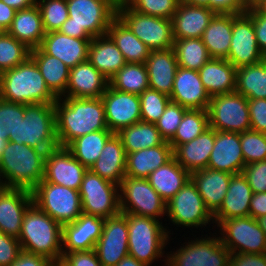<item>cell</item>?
<instances>
[{"label": "cell", "mask_w": 266, "mask_h": 266, "mask_svg": "<svg viewBox=\"0 0 266 266\" xmlns=\"http://www.w3.org/2000/svg\"><path fill=\"white\" fill-rule=\"evenodd\" d=\"M54 108L59 147H67L73 140L88 133L109 130L101 98L60 97Z\"/></svg>", "instance_id": "cell-1"}, {"label": "cell", "mask_w": 266, "mask_h": 266, "mask_svg": "<svg viewBox=\"0 0 266 266\" xmlns=\"http://www.w3.org/2000/svg\"><path fill=\"white\" fill-rule=\"evenodd\" d=\"M45 156L44 150L8 141L0 158V186L32 191L44 179Z\"/></svg>", "instance_id": "cell-2"}, {"label": "cell", "mask_w": 266, "mask_h": 266, "mask_svg": "<svg viewBox=\"0 0 266 266\" xmlns=\"http://www.w3.org/2000/svg\"><path fill=\"white\" fill-rule=\"evenodd\" d=\"M18 240L22 251L61 262L62 226L34 203L23 216Z\"/></svg>", "instance_id": "cell-3"}, {"label": "cell", "mask_w": 266, "mask_h": 266, "mask_svg": "<svg viewBox=\"0 0 266 266\" xmlns=\"http://www.w3.org/2000/svg\"><path fill=\"white\" fill-rule=\"evenodd\" d=\"M0 98L24 105L51 104L57 101L31 57L0 73Z\"/></svg>", "instance_id": "cell-4"}, {"label": "cell", "mask_w": 266, "mask_h": 266, "mask_svg": "<svg viewBox=\"0 0 266 266\" xmlns=\"http://www.w3.org/2000/svg\"><path fill=\"white\" fill-rule=\"evenodd\" d=\"M68 19L59 32L74 38L93 39L106 35L117 16V6L111 0H66Z\"/></svg>", "instance_id": "cell-5"}, {"label": "cell", "mask_w": 266, "mask_h": 266, "mask_svg": "<svg viewBox=\"0 0 266 266\" xmlns=\"http://www.w3.org/2000/svg\"><path fill=\"white\" fill-rule=\"evenodd\" d=\"M8 141L46 152L59 147L54 103L25 105L24 119L20 121L13 134H9Z\"/></svg>", "instance_id": "cell-6"}, {"label": "cell", "mask_w": 266, "mask_h": 266, "mask_svg": "<svg viewBox=\"0 0 266 266\" xmlns=\"http://www.w3.org/2000/svg\"><path fill=\"white\" fill-rule=\"evenodd\" d=\"M128 224V252L138 261L152 265L154 260L161 258L163 249L169 241V232L159 220L123 213Z\"/></svg>", "instance_id": "cell-7"}, {"label": "cell", "mask_w": 266, "mask_h": 266, "mask_svg": "<svg viewBox=\"0 0 266 266\" xmlns=\"http://www.w3.org/2000/svg\"><path fill=\"white\" fill-rule=\"evenodd\" d=\"M33 203L61 226L74 222L82 214L78 190L46 182L32 190Z\"/></svg>", "instance_id": "cell-8"}, {"label": "cell", "mask_w": 266, "mask_h": 266, "mask_svg": "<svg viewBox=\"0 0 266 266\" xmlns=\"http://www.w3.org/2000/svg\"><path fill=\"white\" fill-rule=\"evenodd\" d=\"M117 16L149 49L173 48L175 39L171 19L139 13L127 3L117 6Z\"/></svg>", "instance_id": "cell-9"}, {"label": "cell", "mask_w": 266, "mask_h": 266, "mask_svg": "<svg viewBox=\"0 0 266 266\" xmlns=\"http://www.w3.org/2000/svg\"><path fill=\"white\" fill-rule=\"evenodd\" d=\"M121 213L159 219L166 215V202L147 178L125 176L119 185Z\"/></svg>", "instance_id": "cell-10"}, {"label": "cell", "mask_w": 266, "mask_h": 266, "mask_svg": "<svg viewBox=\"0 0 266 266\" xmlns=\"http://www.w3.org/2000/svg\"><path fill=\"white\" fill-rule=\"evenodd\" d=\"M82 213L110 218L121 213L119 186L88 169L79 190Z\"/></svg>", "instance_id": "cell-11"}, {"label": "cell", "mask_w": 266, "mask_h": 266, "mask_svg": "<svg viewBox=\"0 0 266 266\" xmlns=\"http://www.w3.org/2000/svg\"><path fill=\"white\" fill-rule=\"evenodd\" d=\"M194 238L185 242L177 251L167 254V266H228L230 251L222 244L220 237Z\"/></svg>", "instance_id": "cell-12"}, {"label": "cell", "mask_w": 266, "mask_h": 266, "mask_svg": "<svg viewBox=\"0 0 266 266\" xmlns=\"http://www.w3.org/2000/svg\"><path fill=\"white\" fill-rule=\"evenodd\" d=\"M207 111L212 129L237 133L250 130L248 99L236 91L212 96Z\"/></svg>", "instance_id": "cell-13"}, {"label": "cell", "mask_w": 266, "mask_h": 266, "mask_svg": "<svg viewBox=\"0 0 266 266\" xmlns=\"http://www.w3.org/2000/svg\"><path fill=\"white\" fill-rule=\"evenodd\" d=\"M166 216L177 227H203L209 224L213 215L206 208L196 185L190 179L168 202Z\"/></svg>", "instance_id": "cell-14"}, {"label": "cell", "mask_w": 266, "mask_h": 266, "mask_svg": "<svg viewBox=\"0 0 266 266\" xmlns=\"http://www.w3.org/2000/svg\"><path fill=\"white\" fill-rule=\"evenodd\" d=\"M217 227L220 240L230 253H266V236L251 216L223 220Z\"/></svg>", "instance_id": "cell-15"}, {"label": "cell", "mask_w": 266, "mask_h": 266, "mask_svg": "<svg viewBox=\"0 0 266 266\" xmlns=\"http://www.w3.org/2000/svg\"><path fill=\"white\" fill-rule=\"evenodd\" d=\"M265 58L257 45L252 18L246 12L233 14L232 38L227 60L238 68L257 64Z\"/></svg>", "instance_id": "cell-16"}, {"label": "cell", "mask_w": 266, "mask_h": 266, "mask_svg": "<svg viewBox=\"0 0 266 266\" xmlns=\"http://www.w3.org/2000/svg\"><path fill=\"white\" fill-rule=\"evenodd\" d=\"M94 251L102 266H116L129 255L128 224L123 213L104 220L102 234Z\"/></svg>", "instance_id": "cell-17"}, {"label": "cell", "mask_w": 266, "mask_h": 266, "mask_svg": "<svg viewBox=\"0 0 266 266\" xmlns=\"http://www.w3.org/2000/svg\"><path fill=\"white\" fill-rule=\"evenodd\" d=\"M101 100L107 127L113 133L141 121L139 95L121 92L108 85Z\"/></svg>", "instance_id": "cell-18"}, {"label": "cell", "mask_w": 266, "mask_h": 266, "mask_svg": "<svg viewBox=\"0 0 266 266\" xmlns=\"http://www.w3.org/2000/svg\"><path fill=\"white\" fill-rule=\"evenodd\" d=\"M87 170L66 147H57L46 152L44 167L46 182L79 191Z\"/></svg>", "instance_id": "cell-19"}, {"label": "cell", "mask_w": 266, "mask_h": 266, "mask_svg": "<svg viewBox=\"0 0 266 266\" xmlns=\"http://www.w3.org/2000/svg\"><path fill=\"white\" fill-rule=\"evenodd\" d=\"M32 203V191L0 186V231L18 239L23 216Z\"/></svg>", "instance_id": "cell-20"}, {"label": "cell", "mask_w": 266, "mask_h": 266, "mask_svg": "<svg viewBox=\"0 0 266 266\" xmlns=\"http://www.w3.org/2000/svg\"><path fill=\"white\" fill-rule=\"evenodd\" d=\"M104 220L98 216L82 213L74 222L63 225V253L93 250L102 234Z\"/></svg>", "instance_id": "cell-21"}, {"label": "cell", "mask_w": 266, "mask_h": 266, "mask_svg": "<svg viewBox=\"0 0 266 266\" xmlns=\"http://www.w3.org/2000/svg\"><path fill=\"white\" fill-rule=\"evenodd\" d=\"M170 99L187 109L207 110L211 97L204 88L198 71L178 67Z\"/></svg>", "instance_id": "cell-22"}, {"label": "cell", "mask_w": 266, "mask_h": 266, "mask_svg": "<svg viewBox=\"0 0 266 266\" xmlns=\"http://www.w3.org/2000/svg\"><path fill=\"white\" fill-rule=\"evenodd\" d=\"M244 167L240 133L215 130V143L207 168L229 174H239Z\"/></svg>", "instance_id": "cell-23"}, {"label": "cell", "mask_w": 266, "mask_h": 266, "mask_svg": "<svg viewBox=\"0 0 266 266\" xmlns=\"http://www.w3.org/2000/svg\"><path fill=\"white\" fill-rule=\"evenodd\" d=\"M92 39L69 37L59 31L46 33L39 48L65 63L70 69L88 60Z\"/></svg>", "instance_id": "cell-24"}, {"label": "cell", "mask_w": 266, "mask_h": 266, "mask_svg": "<svg viewBox=\"0 0 266 266\" xmlns=\"http://www.w3.org/2000/svg\"><path fill=\"white\" fill-rule=\"evenodd\" d=\"M108 85L109 80L87 60L70 69L63 97L101 98Z\"/></svg>", "instance_id": "cell-25"}, {"label": "cell", "mask_w": 266, "mask_h": 266, "mask_svg": "<svg viewBox=\"0 0 266 266\" xmlns=\"http://www.w3.org/2000/svg\"><path fill=\"white\" fill-rule=\"evenodd\" d=\"M215 14L206 6L180 2L171 18L174 39L202 38Z\"/></svg>", "instance_id": "cell-26"}, {"label": "cell", "mask_w": 266, "mask_h": 266, "mask_svg": "<svg viewBox=\"0 0 266 266\" xmlns=\"http://www.w3.org/2000/svg\"><path fill=\"white\" fill-rule=\"evenodd\" d=\"M232 175L209 168L191 173V180L212 215L222 206Z\"/></svg>", "instance_id": "cell-27"}, {"label": "cell", "mask_w": 266, "mask_h": 266, "mask_svg": "<svg viewBox=\"0 0 266 266\" xmlns=\"http://www.w3.org/2000/svg\"><path fill=\"white\" fill-rule=\"evenodd\" d=\"M252 194L244 175L233 174L222 206L213 215V222L218 226L223 220L249 216Z\"/></svg>", "instance_id": "cell-28"}, {"label": "cell", "mask_w": 266, "mask_h": 266, "mask_svg": "<svg viewBox=\"0 0 266 266\" xmlns=\"http://www.w3.org/2000/svg\"><path fill=\"white\" fill-rule=\"evenodd\" d=\"M149 88L170 97L175 73L178 68L173 48L167 50H151L147 60Z\"/></svg>", "instance_id": "cell-29"}, {"label": "cell", "mask_w": 266, "mask_h": 266, "mask_svg": "<svg viewBox=\"0 0 266 266\" xmlns=\"http://www.w3.org/2000/svg\"><path fill=\"white\" fill-rule=\"evenodd\" d=\"M215 143V129L209 128L192 141L173 150L175 160L190 174L207 168Z\"/></svg>", "instance_id": "cell-30"}, {"label": "cell", "mask_w": 266, "mask_h": 266, "mask_svg": "<svg viewBox=\"0 0 266 266\" xmlns=\"http://www.w3.org/2000/svg\"><path fill=\"white\" fill-rule=\"evenodd\" d=\"M126 158L123 144L114 133L105 143L100 156L90 170L119 186L126 176Z\"/></svg>", "instance_id": "cell-31"}, {"label": "cell", "mask_w": 266, "mask_h": 266, "mask_svg": "<svg viewBox=\"0 0 266 266\" xmlns=\"http://www.w3.org/2000/svg\"><path fill=\"white\" fill-rule=\"evenodd\" d=\"M198 72L210 97L236 91V68L227 59L211 58Z\"/></svg>", "instance_id": "cell-32"}, {"label": "cell", "mask_w": 266, "mask_h": 266, "mask_svg": "<svg viewBox=\"0 0 266 266\" xmlns=\"http://www.w3.org/2000/svg\"><path fill=\"white\" fill-rule=\"evenodd\" d=\"M6 32L30 50L39 48L46 32L37 4L16 11L12 24Z\"/></svg>", "instance_id": "cell-33"}, {"label": "cell", "mask_w": 266, "mask_h": 266, "mask_svg": "<svg viewBox=\"0 0 266 266\" xmlns=\"http://www.w3.org/2000/svg\"><path fill=\"white\" fill-rule=\"evenodd\" d=\"M126 176L148 178L156 169L173 157L172 146L165 141L162 145L126 153Z\"/></svg>", "instance_id": "cell-34"}, {"label": "cell", "mask_w": 266, "mask_h": 266, "mask_svg": "<svg viewBox=\"0 0 266 266\" xmlns=\"http://www.w3.org/2000/svg\"><path fill=\"white\" fill-rule=\"evenodd\" d=\"M88 61L108 80L126 64L123 54L107 34L91 40Z\"/></svg>", "instance_id": "cell-35"}, {"label": "cell", "mask_w": 266, "mask_h": 266, "mask_svg": "<svg viewBox=\"0 0 266 266\" xmlns=\"http://www.w3.org/2000/svg\"><path fill=\"white\" fill-rule=\"evenodd\" d=\"M233 28V14L217 13L209 22L202 35L211 58L227 59Z\"/></svg>", "instance_id": "cell-36"}, {"label": "cell", "mask_w": 266, "mask_h": 266, "mask_svg": "<svg viewBox=\"0 0 266 266\" xmlns=\"http://www.w3.org/2000/svg\"><path fill=\"white\" fill-rule=\"evenodd\" d=\"M106 34L121 51L126 63H146L151 49L118 16L111 21Z\"/></svg>", "instance_id": "cell-37"}, {"label": "cell", "mask_w": 266, "mask_h": 266, "mask_svg": "<svg viewBox=\"0 0 266 266\" xmlns=\"http://www.w3.org/2000/svg\"><path fill=\"white\" fill-rule=\"evenodd\" d=\"M147 179L161 198L168 202L191 179V174L172 157Z\"/></svg>", "instance_id": "cell-38"}, {"label": "cell", "mask_w": 266, "mask_h": 266, "mask_svg": "<svg viewBox=\"0 0 266 266\" xmlns=\"http://www.w3.org/2000/svg\"><path fill=\"white\" fill-rule=\"evenodd\" d=\"M30 57L38 66L47 87L60 98L66 93L70 68L58 58L45 54L40 48L30 50Z\"/></svg>", "instance_id": "cell-39"}, {"label": "cell", "mask_w": 266, "mask_h": 266, "mask_svg": "<svg viewBox=\"0 0 266 266\" xmlns=\"http://www.w3.org/2000/svg\"><path fill=\"white\" fill-rule=\"evenodd\" d=\"M116 135L120 138L126 153L155 147L165 142L155 124L143 121L119 130Z\"/></svg>", "instance_id": "cell-40"}, {"label": "cell", "mask_w": 266, "mask_h": 266, "mask_svg": "<svg viewBox=\"0 0 266 266\" xmlns=\"http://www.w3.org/2000/svg\"><path fill=\"white\" fill-rule=\"evenodd\" d=\"M236 92L247 99H266V58L257 64L236 68Z\"/></svg>", "instance_id": "cell-41"}, {"label": "cell", "mask_w": 266, "mask_h": 266, "mask_svg": "<svg viewBox=\"0 0 266 266\" xmlns=\"http://www.w3.org/2000/svg\"><path fill=\"white\" fill-rule=\"evenodd\" d=\"M113 134L110 130L88 133L73 140L66 148L83 166L90 169Z\"/></svg>", "instance_id": "cell-42"}, {"label": "cell", "mask_w": 266, "mask_h": 266, "mask_svg": "<svg viewBox=\"0 0 266 266\" xmlns=\"http://www.w3.org/2000/svg\"><path fill=\"white\" fill-rule=\"evenodd\" d=\"M109 85L121 92L140 95L149 88L145 63H126L110 80Z\"/></svg>", "instance_id": "cell-43"}, {"label": "cell", "mask_w": 266, "mask_h": 266, "mask_svg": "<svg viewBox=\"0 0 266 266\" xmlns=\"http://www.w3.org/2000/svg\"><path fill=\"white\" fill-rule=\"evenodd\" d=\"M173 50L178 67L198 71L211 59L201 38L175 39Z\"/></svg>", "instance_id": "cell-44"}, {"label": "cell", "mask_w": 266, "mask_h": 266, "mask_svg": "<svg viewBox=\"0 0 266 266\" xmlns=\"http://www.w3.org/2000/svg\"><path fill=\"white\" fill-rule=\"evenodd\" d=\"M209 128L207 110L188 109L183 115L174 137L168 143L174 150L178 145L192 141Z\"/></svg>", "instance_id": "cell-45"}, {"label": "cell", "mask_w": 266, "mask_h": 266, "mask_svg": "<svg viewBox=\"0 0 266 266\" xmlns=\"http://www.w3.org/2000/svg\"><path fill=\"white\" fill-rule=\"evenodd\" d=\"M30 57V49L9 35L0 33V73L12 69Z\"/></svg>", "instance_id": "cell-46"}, {"label": "cell", "mask_w": 266, "mask_h": 266, "mask_svg": "<svg viewBox=\"0 0 266 266\" xmlns=\"http://www.w3.org/2000/svg\"><path fill=\"white\" fill-rule=\"evenodd\" d=\"M36 4L41 13L45 32L59 31L69 17L66 0H37Z\"/></svg>", "instance_id": "cell-47"}, {"label": "cell", "mask_w": 266, "mask_h": 266, "mask_svg": "<svg viewBox=\"0 0 266 266\" xmlns=\"http://www.w3.org/2000/svg\"><path fill=\"white\" fill-rule=\"evenodd\" d=\"M139 98L141 121L153 124L158 121L164 113L166 106L171 101L168 95L151 88L144 90L139 95Z\"/></svg>", "instance_id": "cell-48"}, {"label": "cell", "mask_w": 266, "mask_h": 266, "mask_svg": "<svg viewBox=\"0 0 266 266\" xmlns=\"http://www.w3.org/2000/svg\"><path fill=\"white\" fill-rule=\"evenodd\" d=\"M240 144L245 165L266 160V133L251 129L241 132Z\"/></svg>", "instance_id": "cell-49"}, {"label": "cell", "mask_w": 266, "mask_h": 266, "mask_svg": "<svg viewBox=\"0 0 266 266\" xmlns=\"http://www.w3.org/2000/svg\"><path fill=\"white\" fill-rule=\"evenodd\" d=\"M25 105L0 98V137L8 141L20 121L24 119Z\"/></svg>", "instance_id": "cell-50"}, {"label": "cell", "mask_w": 266, "mask_h": 266, "mask_svg": "<svg viewBox=\"0 0 266 266\" xmlns=\"http://www.w3.org/2000/svg\"><path fill=\"white\" fill-rule=\"evenodd\" d=\"M180 0H129L127 4L139 13L171 19Z\"/></svg>", "instance_id": "cell-51"}, {"label": "cell", "mask_w": 266, "mask_h": 266, "mask_svg": "<svg viewBox=\"0 0 266 266\" xmlns=\"http://www.w3.org/2000/svg\"><path fill=\"white\" fill-rule=\"evenodd\" d=\"M187 110V108L172 101L168 103L164 113L155 123L156 128L165 141L169 142L174 137L183 115Z\"/></svg>", "instance_id": "cell-52"}, {"label": "cell", "mask_w": 266, "mask_h": 266, "mask_svg": "<svg viewBox=\"0 0 266 266\" xmlns=\"http://www.w3.org/2000/svg\"><path fill=\"white\" fill-rule=\"evenodd\" d=\"M241 173L253 193L266 192V160L246 164Z\"/></svg>", "instance_id": "cell-53"}, {"label": "cell", "mask_w": 266, "mask_h": 266, "mask_svg": "<svg viewBox=\"0 0 266 266\" xmlns=\"http://www.w3.org/2000/svg\"><path fill=\"white\" fill-rule=\"evenodd\" d=\"M250 129L266 133V99H248Z\"/></svg>", "instance_id": "cell-54"}, {"label": "cell", "mask_w": 266, "mask_h": 266, "mask_svg": "<svg viewBox=\"0 0 266 266\" xmlns=\"http://www.w3.org/2000/svg\"><path fill=\"white\" fill-rule=\"evenodd\" d=\"M21 251L20 242L17 238L0 231V266H10Z\"/></svg>", "instance_id": "cell-55"}, {"label": "cell", "mask_w": 266, "mask_h": 266, "mask_svg": "<svg viewBox=\"0 0 266 266\" xmlns=\"http://www.w3.org/2000/svg\"><path fill=\"white\" fill-rule=\"evenodd\" d=\"M245 12L252 18L257 45L266 57V12L258 6L249 8Z\"/></svg>", "instance_id": "cell-56"}, {"label": "cell", "mask_w": 266, "mask_h": 266, "mask_svg": "<svg viewBox=\"0 0 266 266\" xmlns=\"http://www.w3.org/2000/svg\"><path fill=\"white\" fill-rule=\"evenodd\" d=\"M61 263L63 266H102L94 249L62 253Z\"/></svg>", "instance_id": "cell-57"}, {"label": "cell", "mask_w": 266, "mask_h": 266, "mask_svg": "<svg viewBox=\"0 0 266 266\" xmlns=\"http://www.w3.org/2000/svg\"><path fill=\"white\" fill-rule=\"evenodd\" d=\"M208 8L216 14H241L247 10L244 0H208Z\"/></svg>", "instance_id": "cell-58"}, {"label": "cell", "mask_w": 266, "mask_h": 266, "mask_svg": "<svg viewBox=\"0 0 266 266\" xmlns=\"http://www.w3.org/2000/svg\"><path fill=\"white\" fill-rule=\"evenodd\" d=\"M228 266H266V253H231Z\"/></svg>", "instance_id": "cell-59"}, {"label": "cell", "mask_w": 266, "mask_h": 266, "mask_svg": "<svg viewBox=\"0 0 266 266\" xmlns=\"http://www.w3.org/2000/svg\"><path fill=\"white\" fill-rule=\"evenodd\" d=\"M51 263L46 257L21 251L10 266H49Z\"/></svg>", "instance_id": "cell-60"}, {"label": "cell", "mask_w": 266, "mask_h": 266, "mask_svg": "<svg viewBox=\"0 0 266 266\" xmlns=\"http://www.w3.org/2000/svg\"><path fill=\"white\" fill-rule=\"evenodd\" d=\"M266 215V192L253 193L250 202V213L254 219Z\"/></svg>", "instance_id": "cell-61"}, {"label": "cell", "mask_w": 266, "mask_h": 266, "mask_svg": "<svg viewBox=\"0 0 266 266\" xmlns=\"http://www.w3.org/2000/svg\"><path fill=\"white\" fill-rule=\"evenodd\" d=\"M16 10L0 0V33L6 32L11 26Z\"/></svg>", "instance_id": "cell-62"}, {"label": "cell", "mask_w": 266, "mask_h": 266, "mask_svg": "<svg viewBox=\"0 0 266 266\" xmlns=\"http://www.w3.org/2000/svg\"><path fill=\"white\" fill-rule=\"evenodd\" d=\"M9 7H12L16 11L31 8L36 4L37 0H1Z\"/></svg>", "instance_id": "cell-63"}, {"label": "cell", "mask_w": 266, "mask_h": 266, "mask_svg": "<svg viewBox=\"0 0 266 266\" xmlns=\"http://www.w3.org/2000/svg\"><path fill=\"white\" fill-rule=\"evenodd\" d=\"M116 266H147V265L138 261L135 257L127 255Z\"/></svg>", "instance_id": "cell-64"}, {"label": "cell", "mask_w": 266, "mask_h": 266, "mask_svg": "<svg viewBox=\"0 0 266 266\" xmlns=\"http://www.w3.org/2000/svg\"><path fill=\"white\" fill-rule=\"evenodd\" d=\"M180 2L189 4V5H199L208 7V0H180Z\"/></svg>", "instance_id": "cell-65"}, {"label": "cell", "mask_w": 266, "mask_h": 266, "mask_svg": "<svg viewBox=\"0 0 266 266\" xmlns=\"http://www.w3.org/2000/svg\"><path fill=\"white\" fill-rule=\"evenodd\" d=\"M263 0H244L247 9L259 6Z\"/></svg>", "instance_id": "cell-66"}, {"label": "cell", "mask_w": 266, "mask_h": 266, "mask_svg": "<svg viewBox=\"0 0 266 266\" xmlns=\"http://www.w3.org/2000/svg\"><path fill=\"white\" fill-rule=\"evenodd\" d=\"M260 228L263 230L265 236H266V215L261 216L256 219Z\"/></svg>", "instance_id": "cell-67"}, {"label": "cell", "mask_w": 266, "mask_h": 266, "mask_svg": "<svg viewBox=\"0 0 266 266\" xmlns=\"http://www.w3.org/2000/svg\"><path fill=\"white\" fill-rule=\"evenodd\" d=\"M7 142L8 141L6 139H3L2 137H0V158H1L4 148L6 147Z\"/></svg>", "instance_id": "cell-68"}, {"label": "cell", "mask_w": 266, "mask_h": 266, "mask_svg": "<svg viewBox=\"0 0 266 266\" xmlns=\"http://www.w3.org/2000/svg\"><path fill=\"white\" fill-rule=\"evenodd\" d=\"M116 6L121 5V4H125L127 3L129 0H111Z\"/></svg>", "instance_id": "cell-69"}, {"label": "cell", "mask_w": 266, "mask_h": 266, "mask_svg": "<svg viewBox=\"0 0 266 266\" xmlns=\"http://www.w3.org/2000/svg\"><path fill=\"white\" fill-rule=\"evenodd\" d=\"M258 7L266 12V0H263Z\"/></svg>", "instance_id": "cell-70"}, {"label": "cell", "mask_w": 266, "mask_h": 266, "mask_svg": "<svg viewBox=\"0 0 266 266\" xmlns=\"http://www.w3.org/2000/svg\"><path fill=\"white\" fill-rule=\"evenodd\" d=\"M49 266H60V262H52Z\"/></svg>", "instance_id": "cell-71"}]
</instances>
